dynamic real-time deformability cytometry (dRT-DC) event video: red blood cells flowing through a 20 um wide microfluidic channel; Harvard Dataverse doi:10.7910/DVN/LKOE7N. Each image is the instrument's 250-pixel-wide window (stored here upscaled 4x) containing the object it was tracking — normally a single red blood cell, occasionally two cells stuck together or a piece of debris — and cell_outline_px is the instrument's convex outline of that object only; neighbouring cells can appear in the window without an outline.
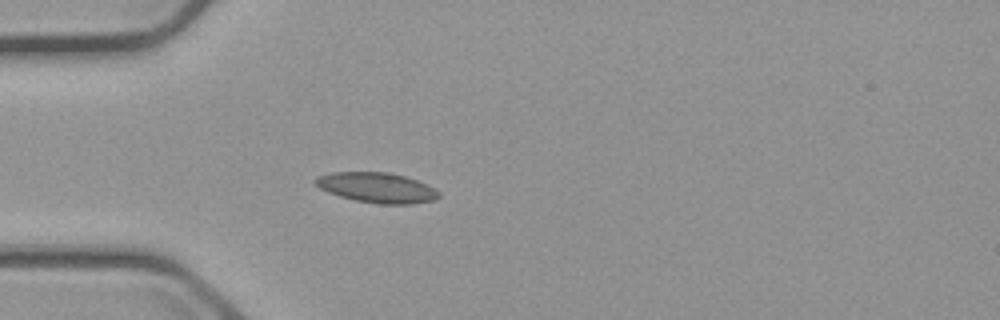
{"species": "common noctule bat (a hibernating species)", "species_latin": "Nyctalus noctula", "temperature_condition": "cold", "stored_images_in_passage": 3, "camera_frame_rate_fps": 3000, "um_per_image_px": 0.085, "animal": {"sex": "male", "body_mass_g": 23.1, "forearm_length_mm": 52.7}, "frame": {"image": 1, "passage_image": 3, "time_ms": 3.333, "image_size_px": [1000, 320], "cell_outline_px": [[440, 196], [436, 200], [412, 204], [380, 204], [356, 200], [340, 196], [328, 192], [320, 188], [312, 180], [316, 176], [332, 172], [388, 172], [404, 176], [428, 184], [440, 192]], "centroid_in_image_um": [32.05, 15.95], "position_along_channel_um": 53.0, "area_um2": 21.79}}